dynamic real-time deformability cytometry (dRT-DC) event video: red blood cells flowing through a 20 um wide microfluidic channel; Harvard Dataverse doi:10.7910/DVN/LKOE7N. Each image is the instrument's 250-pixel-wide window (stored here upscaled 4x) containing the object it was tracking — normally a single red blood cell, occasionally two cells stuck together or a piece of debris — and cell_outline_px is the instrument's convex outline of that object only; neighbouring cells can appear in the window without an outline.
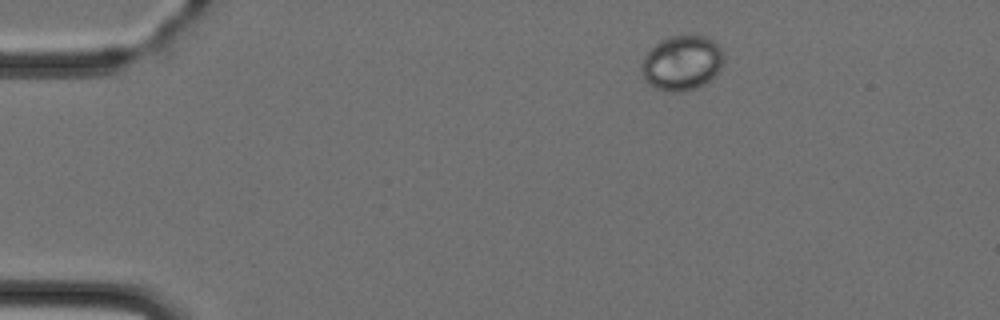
{"species": "Egyptian fruit bat (a non-hibernating species)", "species_latin": "Rousettus aegyptiacus", "temperature_condition": "cold", "stored_images_in_passage": 3, "camera_frame_rate_fps": 3000, "um_per_image_px": 0.085, "animal": {"sex": "female"}, "frame": {"image": 1, "passage_image": 1, "time_ms": 0.0, "image_size_px": [1000, 320], "cell_outline_px": [[724, 60], [720, 68], [704, 84], [696, 88], [676, 92], [656, 88], [648, 84], [644, 80], [640, 72], [640, 68], [644, 56], [660, 40], [668, 36], [704, 36], [712, 40], [720, 48], [724, 56]], "centroid_in_image_um": [57.92, 5.35], "position_along_channel_um": 27.1, "area_um2": 26.01}}